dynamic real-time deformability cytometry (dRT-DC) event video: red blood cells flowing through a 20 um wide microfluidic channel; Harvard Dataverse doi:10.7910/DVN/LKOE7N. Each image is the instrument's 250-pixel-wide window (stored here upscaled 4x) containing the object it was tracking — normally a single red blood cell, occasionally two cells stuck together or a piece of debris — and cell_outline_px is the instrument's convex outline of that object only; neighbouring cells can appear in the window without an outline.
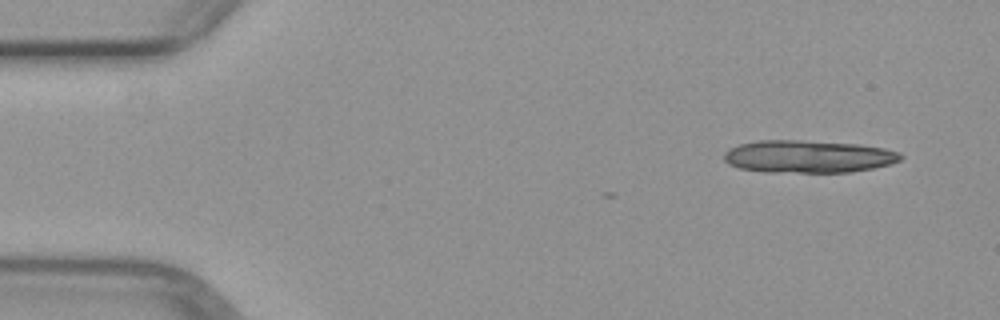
{"species": "common noctule bat (a hibernating species)", "species_latin": "Nyctalus noctula", "temperature_condition": "warm", "stored_images_in_passage": 6, "camera_frame_rate_fps": 3000, "um_per_image_px": 0.085, "animal": {"sex": "female", "body_mass_g": 29.2, "forearm_length_mm": 56.3}, "frame": {"image": 1, "passage_image": 1, "time_ms": 0.0, "image_size_px": [1000, 320], "cell_outline_px": [[904, 156], [900, 160], [892, 164], [852, 172], [764, 172], [740, 168], [728, 164], [724, 160], [724, 152], [728, 148], [740, 144], [756, 140], [796, 140], [856, 144], [884, 148], [900, 152]], "centroid_in_image_um": [68.69, 13.3], "position_along_channel_um": 16.3, "area_um2": 33.64}}
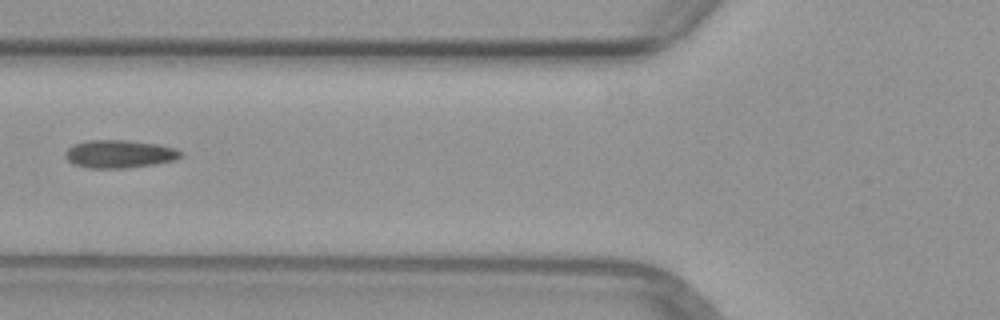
{"frame": {"image": 2, "passage_image": 5, "time_ms": 5.333, "image_size_px": [1000, 320], "cell_outline_px": [[184, 156], [176, 160], [156, 164], [128, 168], [88, 168], [72, 164], [64, 156], [64, 152], [68, 148], [76, 144], [88, 140], [124, 140], [156, 144], [176, 148], [184, 152]], "centroid_in_image_um": [10.19, 13.1], "position_along_channel_um": 115.6, "area_um2": 19.02}}
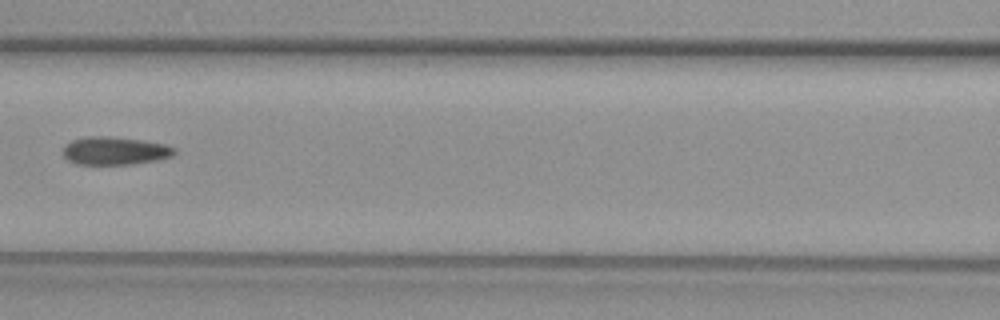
{"frame": {"image": 3, "passage_image": 6, "time_ms": 6.333, "image_size_px": [1000, 320], "cell_outline_px": [[176, 152], [172, 156], [160, 160], [132, 164], [76, 164], [68, 160], [64, 156], [64, 148], [72, 140], [88, 136], [104, 136], [144, 140], [164, 144], [176, 148]], "centroid_in_image_um": [9.81, 12.82], "position_along_channel_um": 156.8, "area_um2": 18.15}}